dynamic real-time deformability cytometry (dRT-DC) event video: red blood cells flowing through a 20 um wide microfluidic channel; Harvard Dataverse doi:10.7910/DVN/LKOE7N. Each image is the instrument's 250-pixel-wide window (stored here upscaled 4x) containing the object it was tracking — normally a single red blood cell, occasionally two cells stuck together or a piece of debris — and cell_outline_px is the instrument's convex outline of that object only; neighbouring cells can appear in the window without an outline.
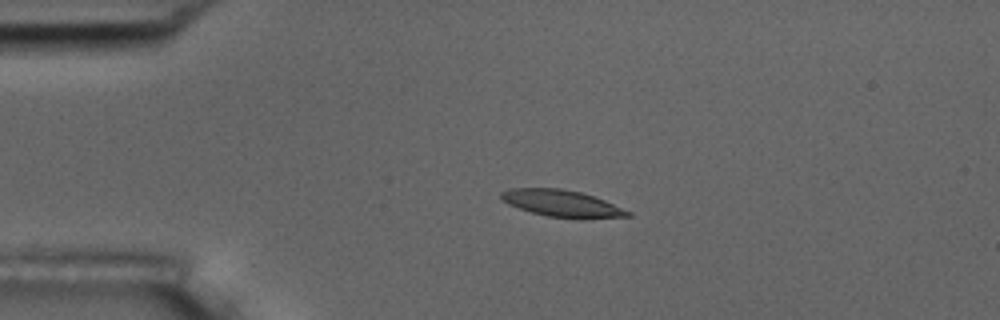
{"species": "common noctule bat (a hibernating species)", "species_latin": "Nyctalus noctula", "temperature_condition": "room temperature", "stored_images_in_passage": 3, "camera_frame_rate_fps": 3000, "um_per_image_px": 0.085, "animal": {"sex": "male", "body_mass_g": 17.5, "forearm_length_mm": 52.3}, "frame": {"image": 1, "passage_image": 2, "time_ms": 1.0, "image_size_px": [1000, 320], "cell_outline_px": [[632, 216], [548, 216], [532, 212], [508, 204], [500, 196], [500, 192], [508, 188], [560, 188], [580, 192], [604, 200], [632, 212]], "centroid_in_image_um": [47.67, 17.23], "position_along_channel_um": 37.3, "area_um2": 18.73}}